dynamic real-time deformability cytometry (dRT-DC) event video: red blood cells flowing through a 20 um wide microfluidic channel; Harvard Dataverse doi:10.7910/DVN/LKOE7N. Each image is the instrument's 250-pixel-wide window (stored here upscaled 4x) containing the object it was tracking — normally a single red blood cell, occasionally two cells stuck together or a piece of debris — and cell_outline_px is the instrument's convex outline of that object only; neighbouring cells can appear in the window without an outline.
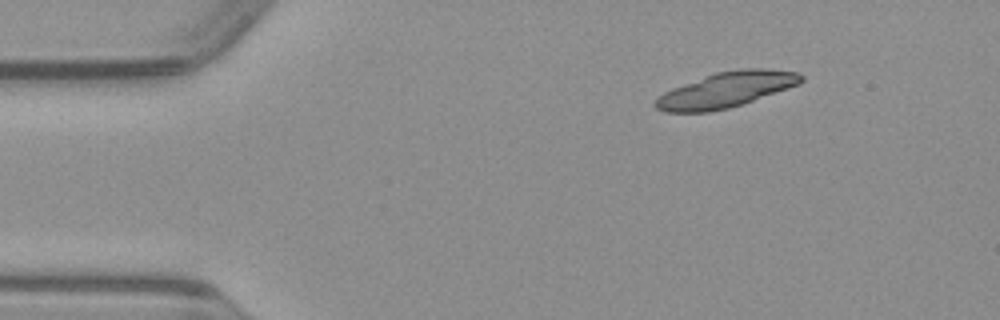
{"species": "common noctule bat (a hibernating species)", "species_latin": "Nyctalus noctula", "temperature_condition": "warm", "stored_images_in_passage": 11, "camera_frame_rate_fps": 3000, "um_per_image_px": 0.085, "animal": {"sex": "male", "body_mass_g": 23.1, "forearm_length_mm": 52.7}, "frame": {"image": 1, "passage_image": 1, "time_ms": 0.0, "image_size_px": [1000, 320], "cell_outline_px": [[804, 80], [800, 84], [728, 108], [708, 112], [664, 112], [656, 108], [652, 104], [664, 92], [672, 88], [704, 76], [716, 72], [740, 68], [768, 68], [800, 72], [804, 76]], "centroid_in_image_um": [61.74, 7.61], "position_along_channel_um": 23.3, "area_um2": 29.94}}